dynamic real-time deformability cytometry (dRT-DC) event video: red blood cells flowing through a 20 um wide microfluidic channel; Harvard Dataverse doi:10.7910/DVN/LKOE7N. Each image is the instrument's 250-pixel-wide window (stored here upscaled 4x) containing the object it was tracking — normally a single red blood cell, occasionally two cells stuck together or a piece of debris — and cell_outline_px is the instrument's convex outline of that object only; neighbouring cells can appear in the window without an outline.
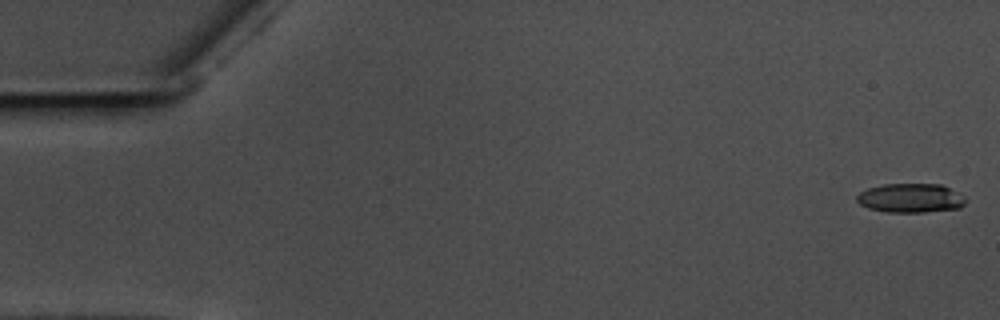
{"species": "common noctule bat (a hibernating species)", "species_latin": "Nyctalus noctula", "temperature_condition": "warm", "stored_images_in_passage": 58, "camera_frame_rate_fps": 3000, "um_per_image_px": 0.085, "animal": {"sex": "male", "body_mass_g": 17.5, "forearm_length_mm": 52.3}, "frame": {"image": 1, "passage_image": 1, "time_ms": 0.0, "image_size_px": [1000, 320], "cell_outline_px": [[968, 200], [960, 208], [924, 212], [888, 212], [868, 208], [860, 204], [856, 200], [856, 196], [860, 192], [868, 188], [884, 184], [940, 184], [964, 196]], "centroid_in_image_um": [77.4, 16.84], "position_along_channel_um": 7.6, "area_um2": 18.44}}
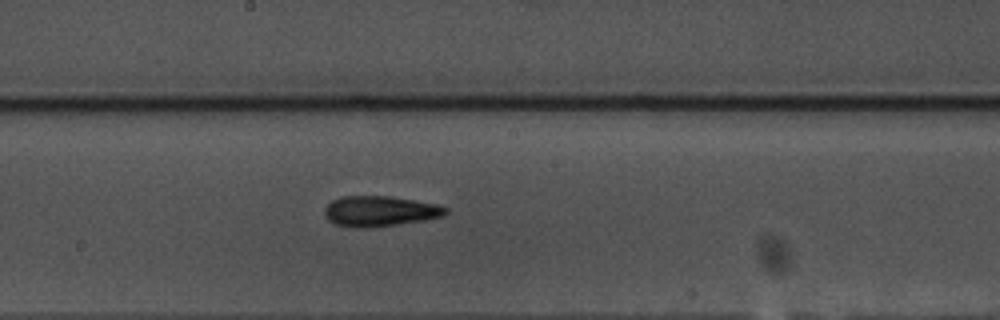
{"frame": {"image": 2, "passage_image": 31, "time_ms": 10.0, "image_size_px": [1000, 320], "cell_outline_px": [[448, 212], [444, 216], [424, 220], [368, 228], [352, 228], [336, 224], [328, 220], [324, 216], [324, 208], [332, 200], [344, 196], [388, 196], [436, 204], [448, 208]], "centroid_in_image_um": [32.26, 17.96], "position_along_channel_um": 215.9, "area_um2": 21.44}}
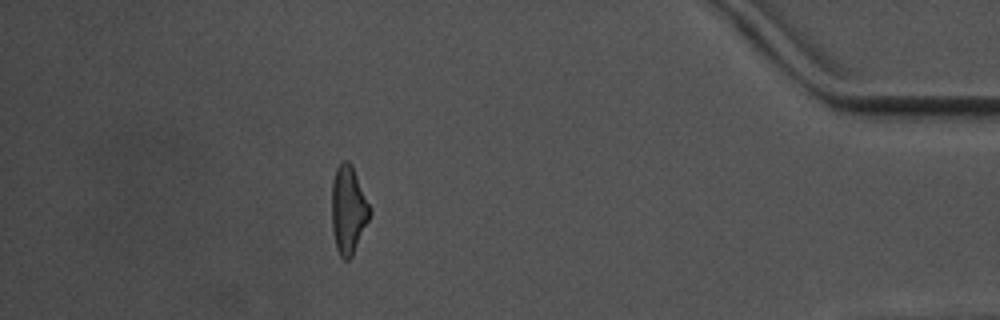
{"frame": {"image": 3, "passage_image": 51, "time_ms": 16.667, "image_size_px": [1000, 320], "cell_outline_px": [[372, 212], [352, 256], [348, 260], [344, 260], [340, 256], [336, 248], [332, 228], [332, 180], [336, 168], [344, 160], [348, 160], [352, 164], [372, 208]], "centroid_in_image_um": [29.62, 17.81], "position_along_channel_um": 405.6, "area_um2": 19.71}, "authors_computed_cell_mechanics": {"area_um2": 20.1144, "velocity_mm_per_s": 3.5836, "shape_relaxation_time_tau1_ms": 6.739, "shape_relaxation_time_tau2_ms": 4.9555, "deformation_change_tau1": 0.1996, "deformation_change_tau2": 0.1554}}